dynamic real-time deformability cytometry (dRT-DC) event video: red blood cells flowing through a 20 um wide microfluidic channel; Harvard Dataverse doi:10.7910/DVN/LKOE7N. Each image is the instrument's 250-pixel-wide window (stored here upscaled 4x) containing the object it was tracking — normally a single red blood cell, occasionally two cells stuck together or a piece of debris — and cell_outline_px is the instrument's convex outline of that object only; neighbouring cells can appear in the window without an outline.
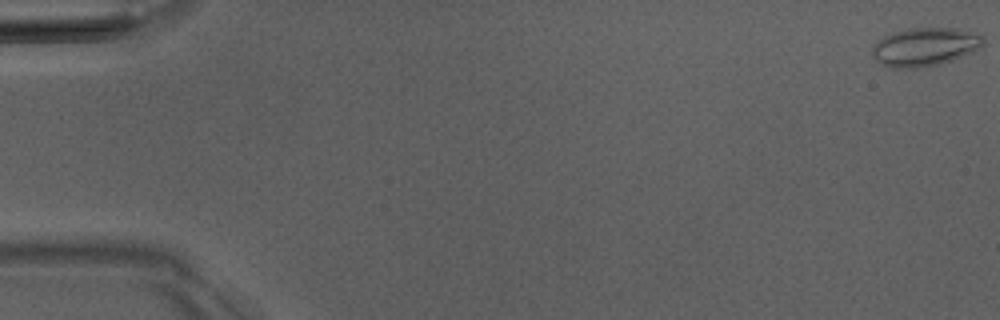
{"species": "Egyptian fruit bat (a non-hibernating species)", "species_latin": "Rousettus aegyptiacus", "temperature_condition": "room temperature", "stored_images_in_passage": 3, "camera_frame_rate_fps": 3000, "um_per_image_px": 0.085, "animal": {"sex": "male"}, "frame": {"image": 1, "passage_image": 1, "time_ms": 0.0, "image_size_px": [1000, 320], "cell_outline_px": [[984, 44], [980, 48], [972, 52], [952, 60], [940, 64], [916, 68], [892, 68], [880, 64], [872, 56], [872, 48], [884, 36], [892, 32], [908, 28], [956, 28], [984, 36]], "centroid_in_image_um": [78.61, 3.99], "position_along_channel_um": 6.4, "area_um2": 24.85}}